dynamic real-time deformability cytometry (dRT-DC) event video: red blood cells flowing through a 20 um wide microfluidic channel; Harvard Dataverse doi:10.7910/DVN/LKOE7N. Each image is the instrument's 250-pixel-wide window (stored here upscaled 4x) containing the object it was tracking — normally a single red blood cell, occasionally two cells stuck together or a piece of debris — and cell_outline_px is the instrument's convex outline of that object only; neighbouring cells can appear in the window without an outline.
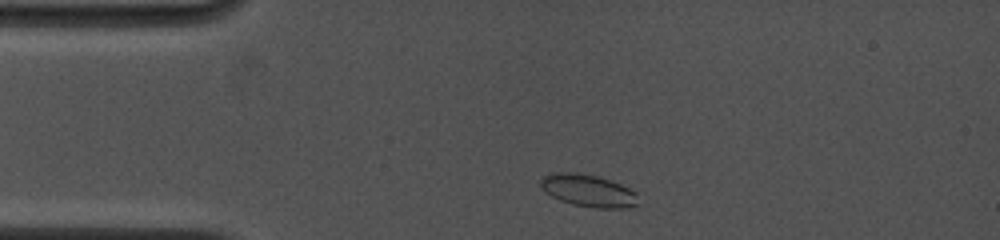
{"species": "common noctule bat (a hibernating species)", "species_latin": "Nyctalus noctula", "temperature_condition": "cold", "stored_images_in_passage": 6, "camera_frame_rate_fps": 4500, "um_per_image_px": 0.085, "animal": {"sex": "female", "body_mass_g": 19.0, "forearm_length_mm": 53.3}, "frame": {"image": 1, "passage_image": 1, "time_ms": 0.0, "image_size_px": [1000, 240], "cell_outline_px": [[636, 204], [628, 208], [596, 208], [576, 204], [560, 200], [552, 196], [540, 184], [540, 180], [544, 176], [552, 172], [576, 172], [596, 176], [620, 184], [636, 192]], "centroid_in_image_um": [49.99, 16.19], "position_along_channel_um": 35.0, "area_um2": 17.92}}
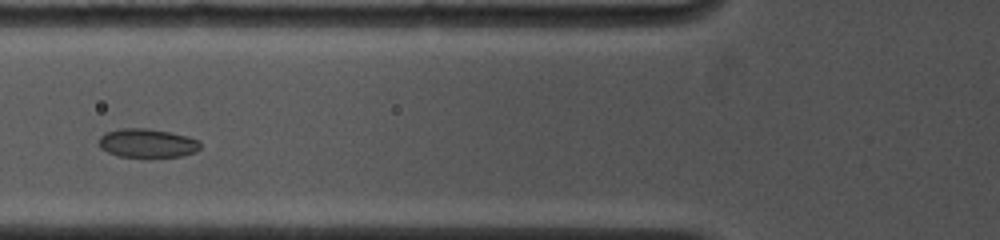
{"frame": {"image": 2, "passage_image": 4, "time_ms": 2.889, "image_size_px": [1000, 240], "cell_outline_px": [[200, 148], [196, 152], [184, 156], [116, 156], [100, 148], [96, 140], [104, 132], [120, 128], [148, 128], [188, 136], [200, 140]], "centroid_in_image_um": [12.49, 12.15], "position_along_channel_um": 113.3, "area_um2": 17.17}}
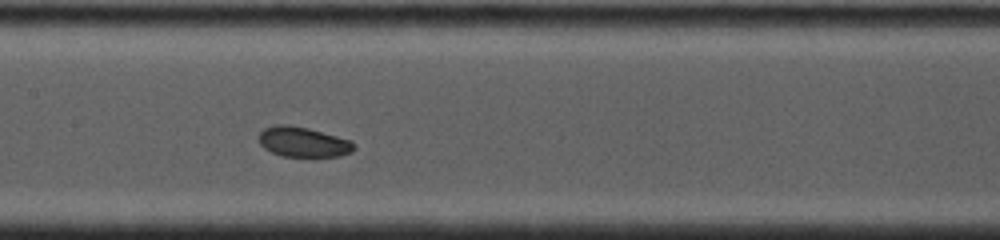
{"frame": {"image": 3, "passage_image": 6, "time_ms": 4.667, "image_size_px": [1000, 240], "cell_outline_px": [[356, 148], [352, 152], [340, 156], [312, 160], [280, 156], [264, 148], [260, 144], [260, 132], [264, 128], [276, 124], [288, 124], [308, 128], [352, 140], [356, 144]], "centroid_in_image_um": [25.83, 12.12], "position_along_channel_um": 181.6, "area_um2": 17.63}}